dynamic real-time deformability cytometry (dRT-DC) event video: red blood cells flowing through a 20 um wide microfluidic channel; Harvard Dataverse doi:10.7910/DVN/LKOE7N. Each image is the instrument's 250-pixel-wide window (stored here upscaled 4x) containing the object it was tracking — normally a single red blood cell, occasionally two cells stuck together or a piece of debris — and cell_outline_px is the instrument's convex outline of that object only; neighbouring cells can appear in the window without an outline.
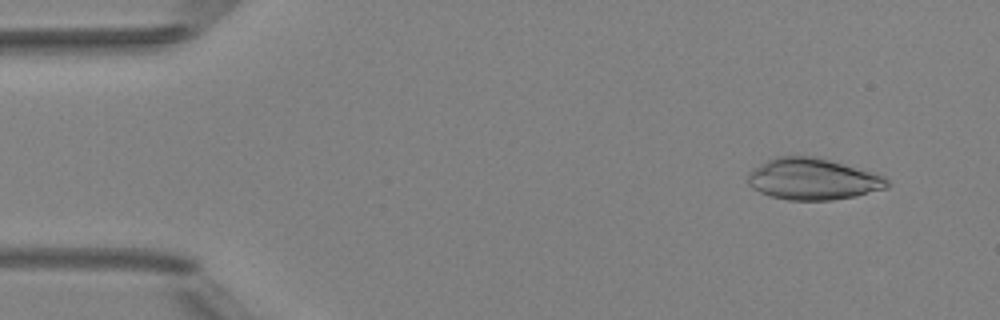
{"species": "Egyptian fruit bat (a non-hibernating species)", "species_latin": "Rousettus aegyptiacus", "temperature_condition": "room temperature", "stored_images_in_passage": 6, "camera_frame_rate_fps": 3000, "um_per_image_px": 0.085, "animal": {"sex": "female"}, "frame": {"image": 1, "passage_image": 2, "time_ms": 1.0, "image_size_px": [1000, 320], "cell_outline_px": [[892, 184], [888, 188], [856, 196], [832, 200], [788, 200], [768, 196], [752, 188], [748, 184], [748, 172], [768, 160], [776, 156], [820, 156], [872, 172], [884, 176]], "centroid_in_image_um": [69.12, 15.22], "position_along_channel_um": 15.9, "area_um2": 34.04}}
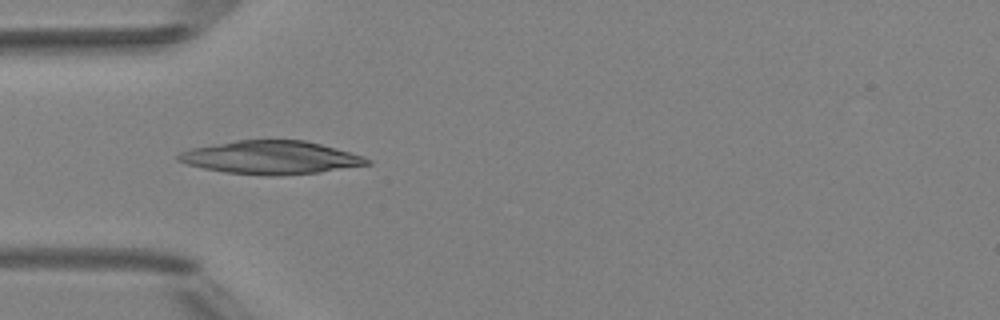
{"frame": {"image": 2, "passage_image": 5, "time_ms": 4.667, "image_size_px": [1000, 320], "cell_outline_px": [[372, 164], [320, 172], [280, 176], [268, 176], [224, 172], [204, 168], [188, 164], [176, 160], [176, 156], [180, 152], [192, 148], [236, 140], [304, 140], [336, 148], [364, 156], [372, 160]], "centroid_in_image_um": [23.05, 13.39], "position_along_channel_um": 61.9, "area_um2": 36.59}}
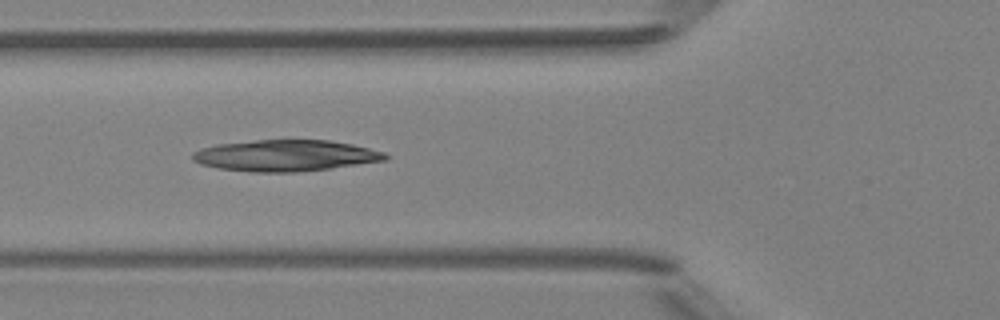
{"frame": {"image": 3, "passage_image": 6, "time_ms": 5.667, "image_size_px": [1000, 320], "cell_outline_px": [[388, 156], [384, 160], [328, 168], [296, 172], [248, 172], [216, 168], [200, 164], [192, 160], [192, 152], [200, 148], [216, 144], [256, 140], [328, 140], [352, 144], [384, 152]], "centroid_in_image_um": [24.17, 13.22], "position_along_channel_um": 101.6, "area_um2": 35.03}}